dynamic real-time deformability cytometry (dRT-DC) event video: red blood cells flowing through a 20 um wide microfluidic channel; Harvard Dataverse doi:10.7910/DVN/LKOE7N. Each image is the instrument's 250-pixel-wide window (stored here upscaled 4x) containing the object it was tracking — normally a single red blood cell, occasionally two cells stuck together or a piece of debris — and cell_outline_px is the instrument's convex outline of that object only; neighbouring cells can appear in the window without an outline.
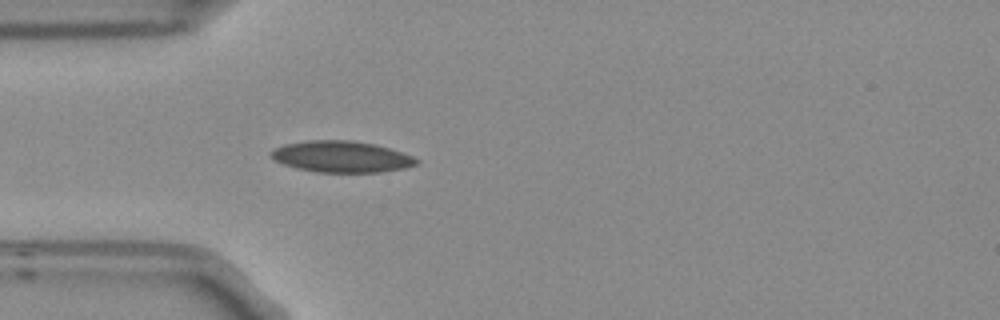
{"species": "Egyptian fruit bat (a non-hibernating species)", "species_latin": "Rousettus aegyptiacus", "temperature_condition": "room temperature", "stored_images_in_passage": 5, "camera_frame_rate_fps": 3000, "um_per_image_px": 0.085, "frame": {"image": 1, "passage_image": 5, "time_ms": 1.333, "image_size_px": [1000, 320], "cell_outline_px": [[420, 160], [416, 164], [404, 168], [380, 172], [316, 172], [296, 168], [272, 160], [272, 148], [284, 144], [308, 140], [352, 140], [376, 144], [412, 156]], "centroid_in_image_um": [28.99, 13.31], "position_along_channel_um": 56.0, "area_um2": 26.53}}